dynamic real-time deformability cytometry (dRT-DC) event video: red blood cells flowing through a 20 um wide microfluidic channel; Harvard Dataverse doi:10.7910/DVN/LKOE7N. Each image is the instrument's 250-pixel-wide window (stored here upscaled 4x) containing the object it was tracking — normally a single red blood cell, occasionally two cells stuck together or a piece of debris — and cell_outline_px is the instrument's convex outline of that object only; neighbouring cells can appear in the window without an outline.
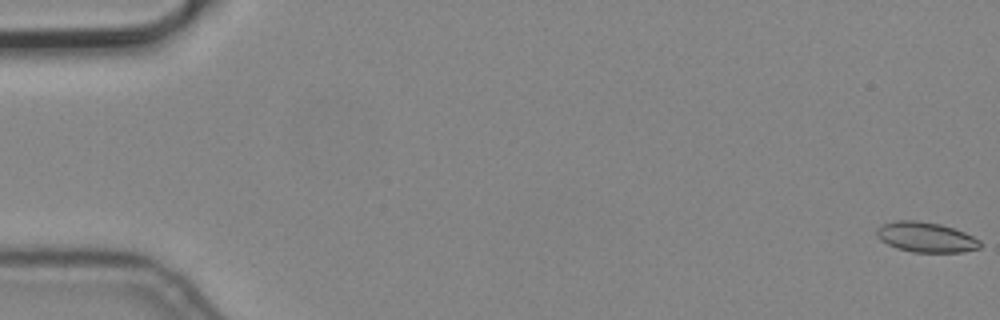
{"species": "common noctule bat (a hibernating species)", "species_latin": "Nyctalus noctula", "temperature_condition": "cold", "stored_images_in_passage": 5, "camera_frame_rate_fps": 3000, "um_per_image_px": 0.085, "animal": {"sex": "male", "body_mass_g": 19.2, "forearm_length_mm": 51.8}, "frame": {"image": 1, "passage_image": 1, "time_ms": 0.0, "image_size_px": [1000, 320], "cell_outline_px": [[980, 248], [960, 252], [912, 252], [896, 248], [880, 240], [876, 236], [876, 232], [884, 224], [896, 220], [920, 220], [940, 224], [964, 232], [980, 240]], "centroid_in_image_um": [78.7, 20.16], "position_along_channel_um": 6.3, "area_um2": 18.03}}